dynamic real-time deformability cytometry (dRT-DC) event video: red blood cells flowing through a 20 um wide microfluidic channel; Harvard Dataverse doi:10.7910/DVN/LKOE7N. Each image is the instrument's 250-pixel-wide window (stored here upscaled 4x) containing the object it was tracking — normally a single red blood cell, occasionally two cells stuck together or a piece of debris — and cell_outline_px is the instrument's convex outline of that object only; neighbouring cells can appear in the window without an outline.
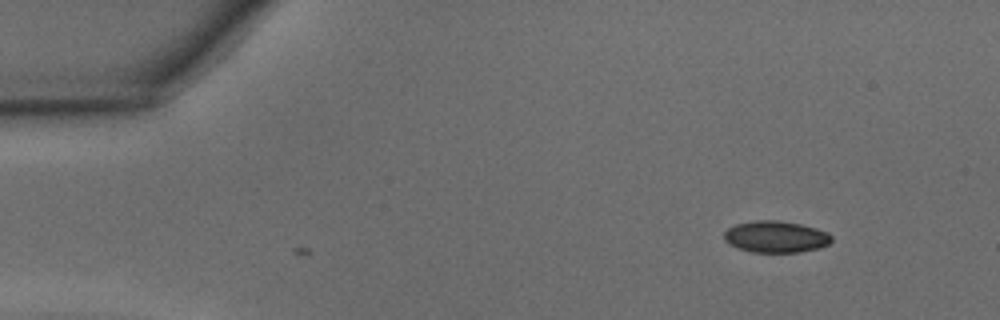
{"species": "common noctule bat (a hibernating species)", "species_latin": "Nyctalus noctula", "temperature_condition": "warm", "stored_images_in_passage": 2, "camera_frame_rate_fps": 3000, "um_per_image_px": 0.085, "animal": {"sex": "male", "body_mass_g": 15.6}, "frame": {"image": 1, "passage_image": 1, "time_ms": 0.0, "image_size_px": [1000, 320], "cell_outline_px": [[832, 240], [828, 244], [820, 248], [800, 252], [752, 252], [736, 248], [728, 244], [724, 240], [724, 232], [728, 228], [736, 224], [756, 220], [780, 220], [800, 224], [816, 228], [828, 232], [832, 236]], "centroid_in_image_um": [65.94, 20.12], "position_along_channel_um": 19.1, "area_um2": 20.0}}